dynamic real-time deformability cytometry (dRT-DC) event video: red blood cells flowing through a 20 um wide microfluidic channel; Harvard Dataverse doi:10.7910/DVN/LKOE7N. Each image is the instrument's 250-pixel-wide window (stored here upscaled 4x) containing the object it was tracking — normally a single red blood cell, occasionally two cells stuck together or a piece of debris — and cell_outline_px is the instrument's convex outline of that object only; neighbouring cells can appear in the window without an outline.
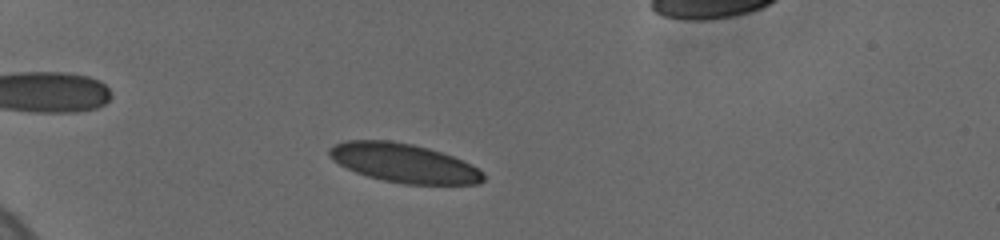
{"species": "human", "species_latin": "Homo sapiens", "temperature_condition": "cold", "stored_images_in_passage": 29, "camera_frame_rate_fps": 3000, "um_per_image_px": 0.085, "donor": {"sex": "female"}, "frame": {"image": 1, "passage_image": 9, "time_ms": 2.0, "image_size_px": [1000, 240], "cell_outline_px": [[484, 180], [480, 184], [404, 184], [384, 180], [368, 176], [356, 172], [332, 160], [328, 156], [328, 148], [336, 144], [348, 140], [388, 140], [412, 144], [428, 148], [452, 156], [484, 172]], "centroid_in_image_um": [34.3, 13.86], "position_along_channel_um": 50.7, "area_um2": 34.62}}
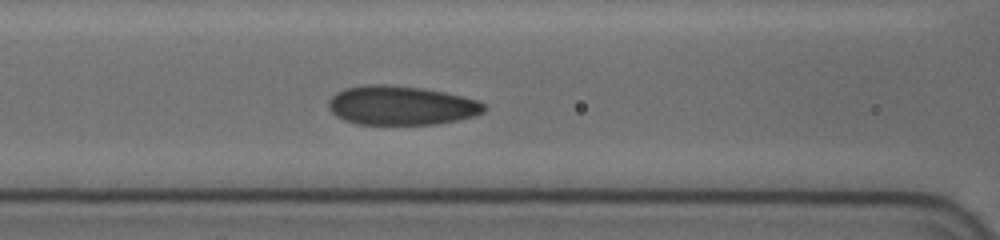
{"frame": {"image": 2, "passage_image": 22, "time_ms": 5.333, "image_size_px": [1000, 240], "cell_outline_px": [[488, 108], [484, 112], [476, 116], [436, 124], [356, 124], [344, 120], [336, 116], [328, 108], [328, 100], [336, 92], [344, 88], [372, 84], [388, 84], [424, 88], [444, 92], [476, 100], [484, 104]], "centroid_in_image_um": [34.08, 8.96], "position_along_channel_um": 132.5, "area_um2": 35.6}}
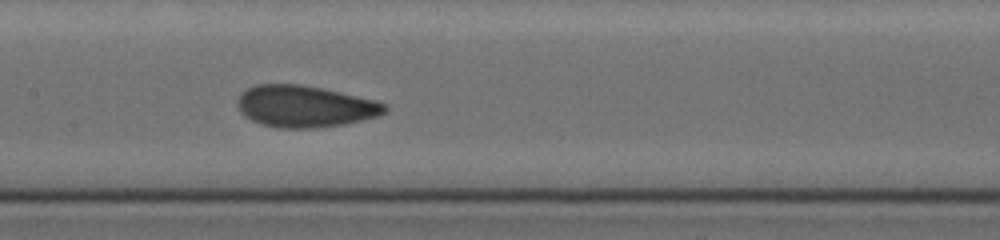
{"frame": {"image": 3, "passage_image": 28, "time_ms": 6.667, "image_size_px": [1000, 240], "cell_outline_px": [[388, 108], [384, 112], [376, 116], [344, 124], [316, 128], [280, 128], [260, 124], [244, 116], [240, 112], [236, 104], [236, 100], [240, 92], [256, 84], [300, 84], [340, 92], [376, 100], [388, 104]], "centroid_in_image_um": [25.87, 9.04], "position_along_channel_um": 181.5, "area_um2": 35.89}}